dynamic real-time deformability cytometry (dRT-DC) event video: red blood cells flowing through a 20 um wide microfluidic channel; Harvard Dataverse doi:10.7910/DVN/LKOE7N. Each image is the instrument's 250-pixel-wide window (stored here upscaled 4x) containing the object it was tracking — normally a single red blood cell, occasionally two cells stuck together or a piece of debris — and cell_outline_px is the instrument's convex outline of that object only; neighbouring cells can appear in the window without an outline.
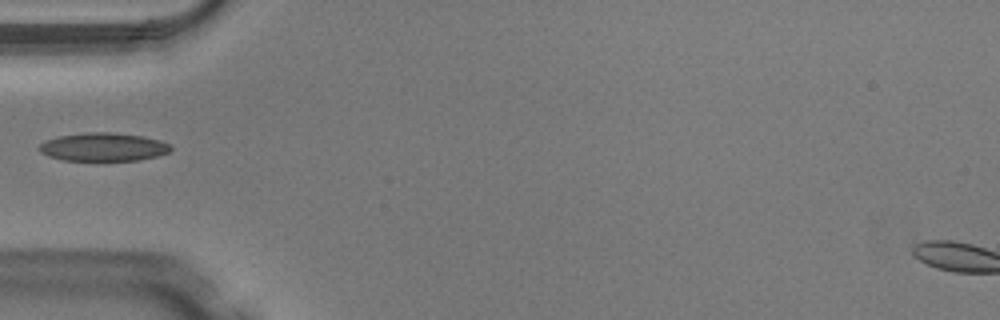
{"species": "Egyptian fruit bat (a non-hibernating species)", "species_latin": "Rousettus aegyptiacus", "temperature_condition": "warm", "stored_images_in_passage": 20, "camera_frame_rate_fps": 3000, "um_per_image_px": 0.085, "animal": {"sex": "male"}, "frame": {"image": 1, "passage_image": 1, "time_ms": 0.0, "image_size_px": [1000, 320], "cell_outline_px": [[172, 148], [168, 152], [156, 156], [136, 160], [64, 160], [48, 156], [40, 152], [40, 144], [44, 140], [60, 136], [84, 132], [112, 132], [144, 136], [160, 140], [168, 144]], "centroid_in_image_um": [8.77, 12.48], "position_along_channel_um": 76.2, "area_um2": 21.56}}
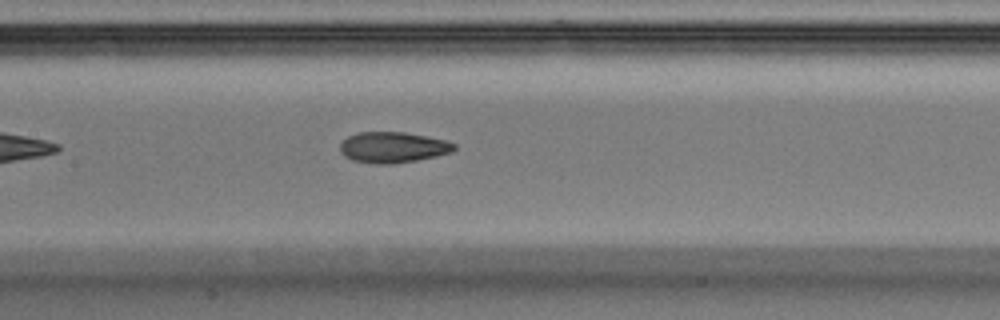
{"frame": {"image": 2, "passage_image": 8, "time_ms": 2.333, "image_size_px": [1000, 320], "cell_outline_px": [[456, 148], [452, 152], [436, 156], [416, 160], [392, 164], [376, 164], [352, 160], [344, 156], [340, 152], [340, 144], [348, 136], [360, 132], [404, 132], [444, 140], [456, 144]], "centroid_in_image_um": [33.38, 12.53], "position_along_channel_um": 174.0, "area_um2": 20.4}}
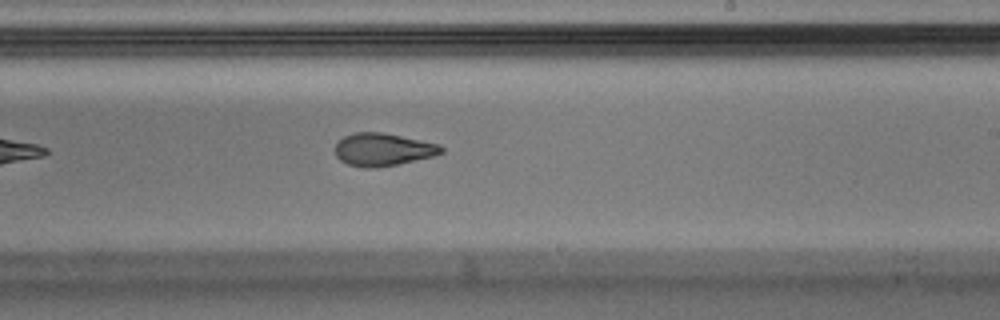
{"frame": {"image": 3, "passage_image": 14, "time_ms": 4.333, "image_size_px": [1000, 320], "cell_outline_px": [[444, 152], [432, 156], [396, 164], [376, 168], [364, 168], [348, 164], [340, 160], [336, 156], [336, 144], [344, 136], [352, 132], [380, 132], [440, 144], [444, 148]], "centroid_in_image_um": [32.53, 12.71], "position_along_channel_um": 256.5, "area_um2": 20.06}}